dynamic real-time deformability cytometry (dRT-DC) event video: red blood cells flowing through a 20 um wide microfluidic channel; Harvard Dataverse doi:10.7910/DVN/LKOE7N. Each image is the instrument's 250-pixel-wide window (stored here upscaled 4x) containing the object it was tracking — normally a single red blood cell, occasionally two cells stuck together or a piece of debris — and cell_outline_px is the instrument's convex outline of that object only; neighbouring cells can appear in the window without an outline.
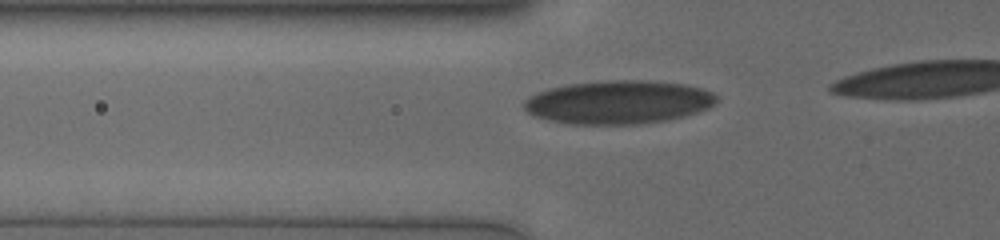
{"species": "human", "species_latin": "Homo sapiens", "temperature_condition": "cold", "stored_images_in_passage": 17, "camera_frame_rate_fps": 3000, "um_per_image_px": 0.085, "donor": {"sex": "male"}, "frame": {"image": 1, "passage_image": 11, "time_ms": 1.667, "image_size_px": [1000, 240], "cell_outline_px": [[716, 104], [708, 108], [684, 116], [664, 120], [640, 124], [572, 124], [532, 116], [524, 108], [524, 100], [528, 96], [548, 88], [568, 84], [608, 80], [644, 80], [684, 84], [700, 88], [712, 92], [716, 96]], "centroid_in_image_um": [52.54, 8.68], "position_along_channel_um": 73.3, "area_um2": 48.61}}